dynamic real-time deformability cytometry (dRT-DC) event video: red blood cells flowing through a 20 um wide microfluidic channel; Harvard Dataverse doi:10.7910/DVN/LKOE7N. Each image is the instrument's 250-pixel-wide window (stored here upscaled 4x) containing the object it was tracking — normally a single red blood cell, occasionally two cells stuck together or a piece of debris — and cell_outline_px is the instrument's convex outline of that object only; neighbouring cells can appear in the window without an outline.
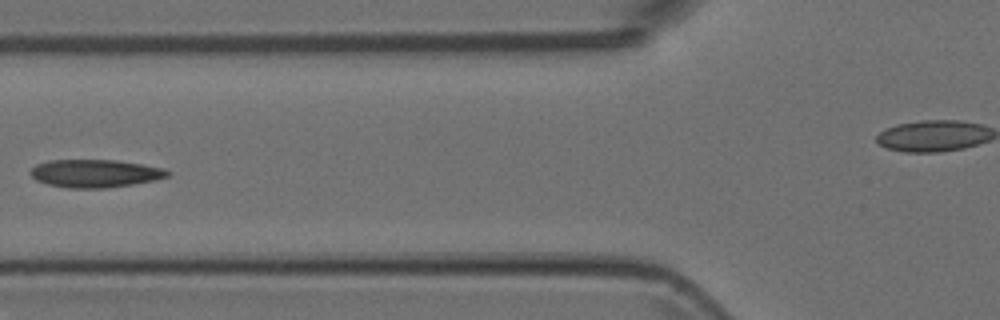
{"species": "Egyptian fruit bat (a non-hibernating species)", "species_latin": "Rousettus aegyptiacus", "temperature_condition": "room temperature", "stored_images_in_passage": 6, "camera_frame_rate_fps": 3000, "um_per_image_px": 0.085, "animal": {"sex": "female"}, "frame": {"image": 1, "passage_image": 6, "time_ms": 1.667, "image_size_px": [1000, 320], "cell_outline_px": [[172, 172], [168, 176], [156, 180], [132, 184], [104, 188], [68, 188], [48, 184], [36, 180], [28, 172], [36, 164], [48, 160], [116, 160], [164, 168]], "centroid_in_image_um": [8.07, 14.74], "position_along_channel_um": 117.7, "area_um2": 22.31}}